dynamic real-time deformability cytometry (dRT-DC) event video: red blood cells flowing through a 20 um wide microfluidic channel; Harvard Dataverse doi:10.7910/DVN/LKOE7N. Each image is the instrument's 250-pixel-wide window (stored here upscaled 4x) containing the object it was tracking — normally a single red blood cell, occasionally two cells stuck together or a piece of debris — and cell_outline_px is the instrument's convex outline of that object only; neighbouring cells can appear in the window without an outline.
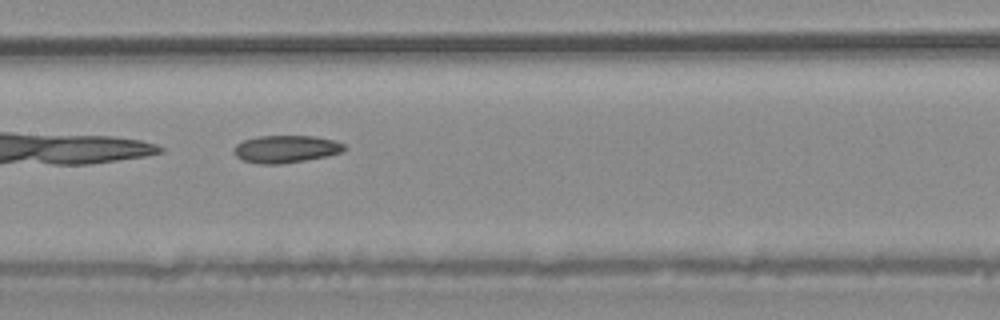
{"species": "common noctule bat (a hibernating species)", "species_latin": "Nyctalus noctula", "temperature_condition": "warm", "stored_images_in_passage": 41, "camera_frame_rate_fps": 3000, "um_per_image_px": 0.085, "animal": {"sex": "male", "body_mass_g": 20.4}, "frame": {"image": 1, "passage_image": 21, "time_ms": 6.667, "image_size_px": [1000, 320], "cell_outline_px": [[344, 148], [340, 152], [324, 156], [304, 160], [280, 164], [256, 164], [244, 160], [236, 156], [232, 152], [232, 148], [236, 144], [244, 140], [260, 136], [316, 136], [332, 140], [344, 144]], "centroid_in_image_um": [24.22, 12.66], "position_along_channel_um": 183.2, "area_um2": 17.46}}
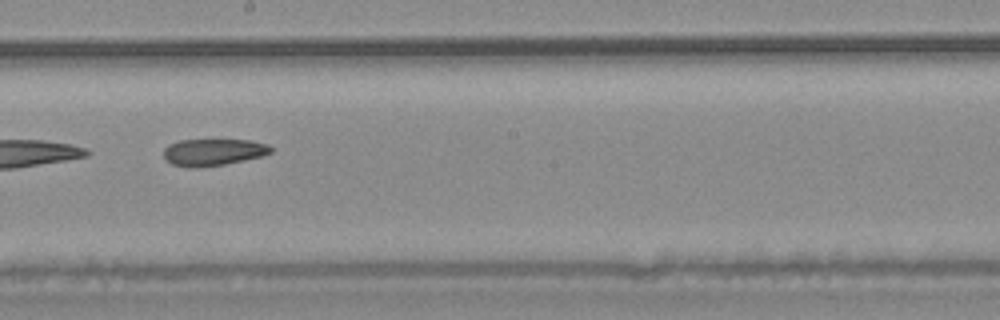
{"frame": {"image": 2, "passage_image": 24, "time_ms": 7.667, "image_size_px": [1000, 320], "cell_outline_px": [[272, 152], [264, 156], [224, 164], [196, 168], [188, 168], [172, 164], [164, 160], [164, 148], [168, 144], [180, 140], [252, 140], [268, 144], [272, 148]], "centroid_in_image_um": [18.12, 12.94], "position_along_channel_um": 230.1, "area_um2": 16.99}}